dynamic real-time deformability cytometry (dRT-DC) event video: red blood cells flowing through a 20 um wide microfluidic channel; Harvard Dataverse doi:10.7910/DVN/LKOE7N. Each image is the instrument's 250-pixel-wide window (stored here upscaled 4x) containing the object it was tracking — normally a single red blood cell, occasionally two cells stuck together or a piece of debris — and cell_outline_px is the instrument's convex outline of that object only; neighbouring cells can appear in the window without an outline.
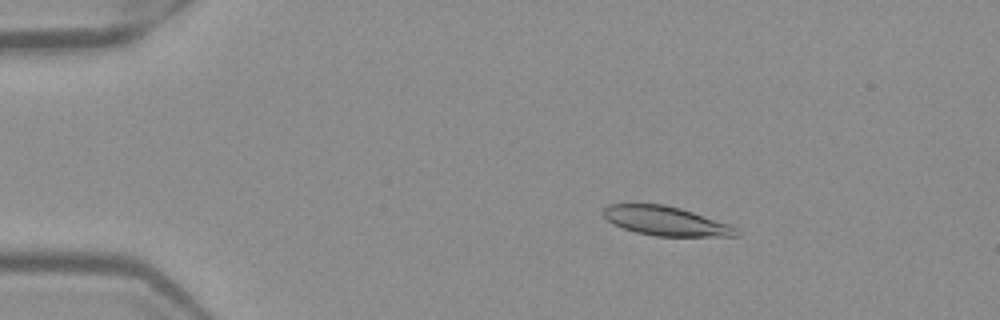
{"species": "Egyptian fruit bat (a non-hibernating species)", "species_latin": "Rousettus aegyptiacus", "temperature_condition": "warm", "stored_images_in_passage": 53, "camera_frame_rate_fps": 3000, "um_per_image_px": 0.085, "frame": {"image": 1, "passage_image": 10, "time_ms": 3.0, "image_size_px": [1000, 320], "cell_outline_px": [[740, 236], [656, 236], [636, 232], [612, 224], [600, 212], [608, 204], [664, 204], [680, 208], [728, 224], [736, 228], [740, 232]], "centroid_in_image_um": [56.56, 18.78], "position_along_channel_um": 28.4, "area_um2": 22.48}}
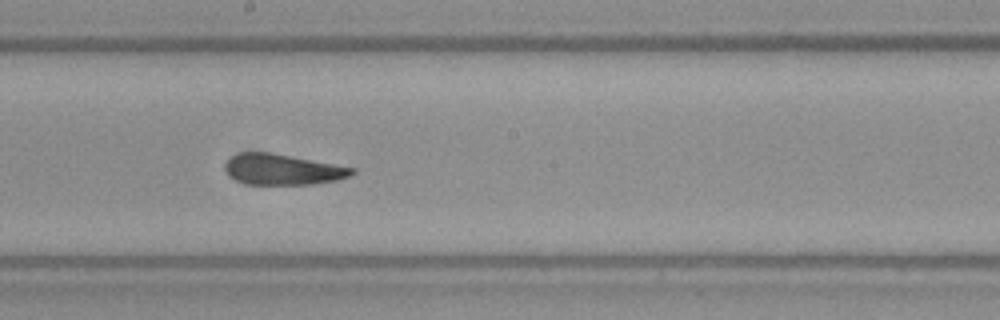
{"frame": {"image": 2, "passage_image": 30, "time_ms": 9.667, "image_size_px": [1000, 320], "cell_outline_px": [[356, 172], [348, 176], [336, 180], [312, 184], [248, 184], [236, 180], [228, 176], [224, 168], [224, 164], [232, 156], [240, 152], [268, 152], [356, 168]], "centroid_in_image_um": [23.98, 14.4], "position_along_channel_um": 224.2, "area_um2": 22.54}}
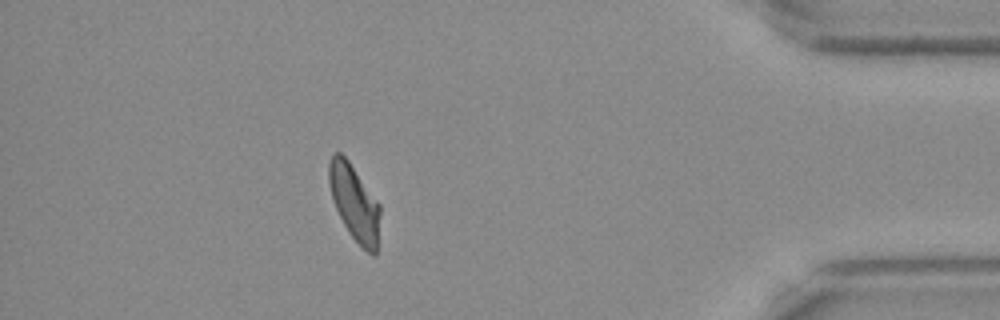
{"frame": {"image": 3, "passage_image": 47, "time_ms": 15.333, "image_size_px": [1000, 320], "cell_outline_px": [[380, 212], [376, 256], [372, 256], [348, 232], [332, 200], [328, 184], [328, 164], [332, 152], [340, 152], [348, 160], [380, 204]], "centroid_in_image_um": [30.11, 17.2], "position_along_channel_um": 405.1, "area_um2": 22.54}, "authors_computed_cell_mechanics": {"area_um2": 23.1778, "velocity_mm_per_s": 3.9585, "shape_relaxation_time_tau1_ms": 2.7233, "shape_relaxation_time_tau2_ms": 1.9076, "deformation_change_tau1": 0.1537, "deformation_change_tau2": 0.0922}}